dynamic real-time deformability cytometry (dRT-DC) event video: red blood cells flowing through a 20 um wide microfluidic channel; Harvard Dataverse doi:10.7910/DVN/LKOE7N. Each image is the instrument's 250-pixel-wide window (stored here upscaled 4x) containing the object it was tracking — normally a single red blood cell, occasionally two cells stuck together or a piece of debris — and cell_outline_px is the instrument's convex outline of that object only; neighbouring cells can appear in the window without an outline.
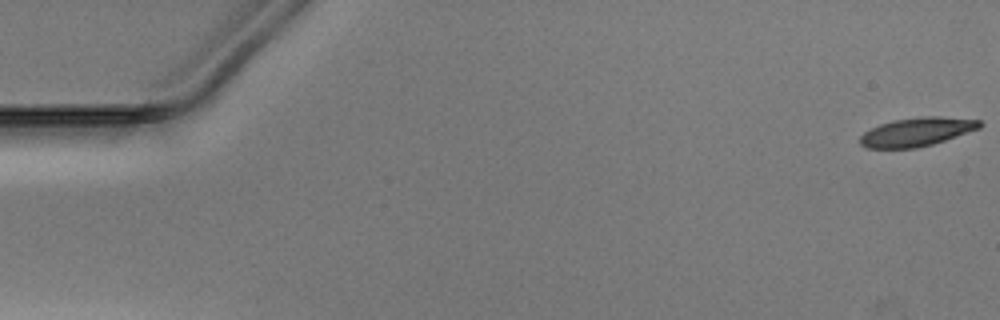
{"species": "Egyptian fruit bat (a non-hibernating species)", "species_latin": "Rousettus aegyptiacus", "temperature_condition": "warm", "stored_images_in_passage": 52, "camera_frame_rate_fps": 3000, "um_per_image_px": 0.085, "animal": {"sex": "male"}, "frame": {"image": 1, "passage_image": 1, "time_ms": 0.0, "image_size_px": [1000, 320], "cell_outline_px": [[984, 124], [980, 128], [932, 144], [916, 148], [868, 148], [860, 144], [860, 136], [864, 132], [880, 124], [896, 120], [920, 116], [940, 116], [980, 120]], "centroid_in_image_um": [77.94, 11.2], "position_along_channel_um": 7.1, "area_um2": 19.83}}
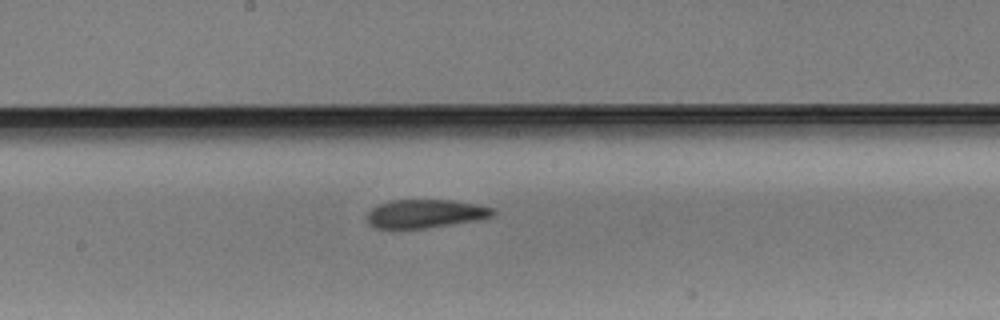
{"frame": {"image": 2, "passage_image": 28, "time_ms": 9.0, "image_size_px": [1000, 320], "cell_outline_px": [[496, 212], [492, 216], [480, 220], [428, 228], [376, 228], [368, 224], [368, 212], [372, 208], [380, 204], [392, 200], [452, 200], [476, 204], [492, 208]], "centroid_in_image_um": [36.18, 18.17], "position_along_channel_um": 212.0, "area_um2": 20.87}}
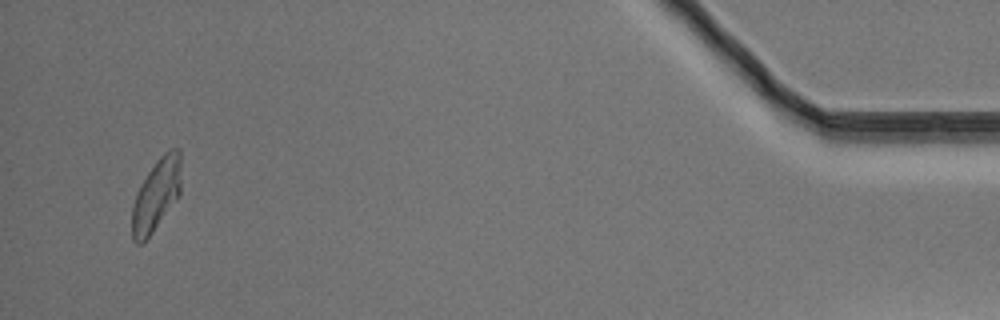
{"frame": {"image": 3, "passage_image": 50, "time_ms": 16.333, "image_size_px": [1000, 320], "cell_outline_px": [[180, 192], [144, 244], [136, 244], [132, 240], [132, 204], [136, 192], [140, 184], [156, 160], [164, 152], [172, 148], [180, 148]], "centroid_in_image_um": [13.24, 16.57], "position_along_channel_um": 422.0, "area_um2": 20.52}}